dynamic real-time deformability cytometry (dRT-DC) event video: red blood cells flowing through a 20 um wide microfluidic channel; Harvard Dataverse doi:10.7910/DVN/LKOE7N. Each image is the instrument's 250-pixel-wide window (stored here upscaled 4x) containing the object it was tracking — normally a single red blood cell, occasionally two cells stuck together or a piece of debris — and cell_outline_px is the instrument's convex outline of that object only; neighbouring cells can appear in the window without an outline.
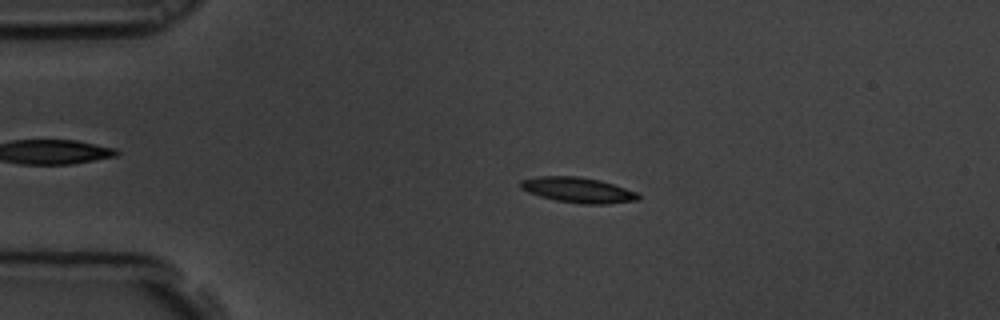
{"species": "common noctule bat (a hibernating species)", "species_latin": "Nyctalus noctula", "temperature_condition": "room temperature", "stored_images_in_passage": 58, "camera_frame_rate_fps": 3000, "um_per_image_px": 0.085, "animal": {"sex": "male", "body_mass_g": 19.5, "forearm_length_mm": 54.6}, "frame": {"image": 1, "passage_image": 12, "time_ms": 3.667, "image_size_px": [1000, 320], "cell_outline_px": [[640, 200], [608, 204], [580, 204], [556, 200], [540, 196], [528, 192], [520, 188], [520, 180], [536, 176], [576, 176], [600, 180], [636, 192], [640, 196]], "centroid_in_image_um": [49.11, 16.15], "position_along_channel_um": 35.9, "area_um2": 17.4}}
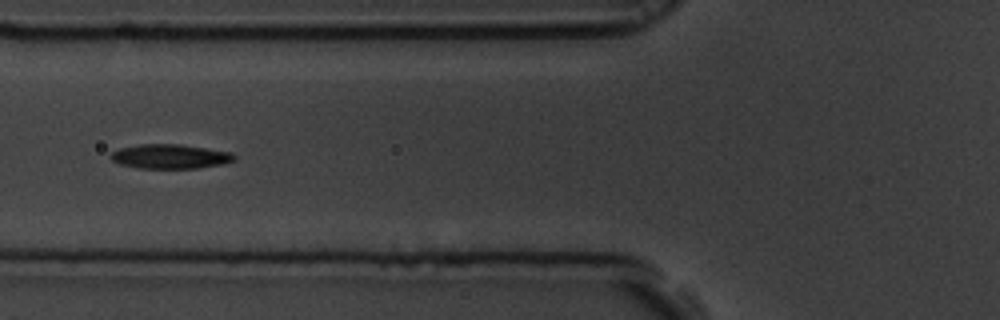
{"frame": {"image": 2, "passage_image": 22, "time_ms": 7.0, "image_size_px": [1000, 320], "cell_outline_px": [[236, 160], [220, 164], [196, 168], [140, 168], [120, 164], [112, 160], [108, 156], [112, 152], [120, 148], [140, 144], [180, 144], [232, 152], [236, 156]], "centroid_in_image_um": [14.45, 13.29], "position_along_channel_um": 111.3, "area_um2": 17.51}}
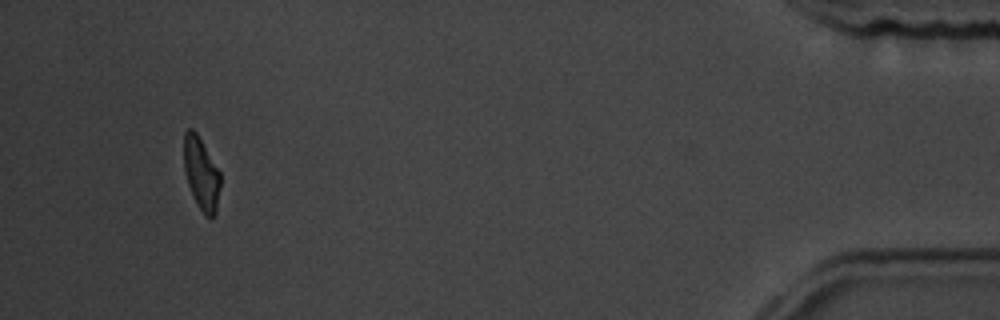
{"frame": {"image": 3, "passage_image": 55, "time_ms": 18.0, "image_size_px": [1000, 320], "cell_outline_px": [[220, 184], [216, 212], [208, 220], [204, 216], [188, 184], [184, 172], [184, 132], [188, 128], [192, 128], [196, 132], [220, 172]], "centroid_in_image_um": [17.1, 14.75], "position_along_channel_um": 418.1, "area_um2": 15.2}, "authors_computed_cell_mechanics": {"area_um2": 16.9065, "velocity_mm_per_s": 3.4555, "shape_relaxation_time_tau1_ms": 3.7258, "shape_relaxation_time_tau2_ms": 6.7962, "deformation_change_tau1": 0.1413, "deformation_change_tau2": 0.139}}